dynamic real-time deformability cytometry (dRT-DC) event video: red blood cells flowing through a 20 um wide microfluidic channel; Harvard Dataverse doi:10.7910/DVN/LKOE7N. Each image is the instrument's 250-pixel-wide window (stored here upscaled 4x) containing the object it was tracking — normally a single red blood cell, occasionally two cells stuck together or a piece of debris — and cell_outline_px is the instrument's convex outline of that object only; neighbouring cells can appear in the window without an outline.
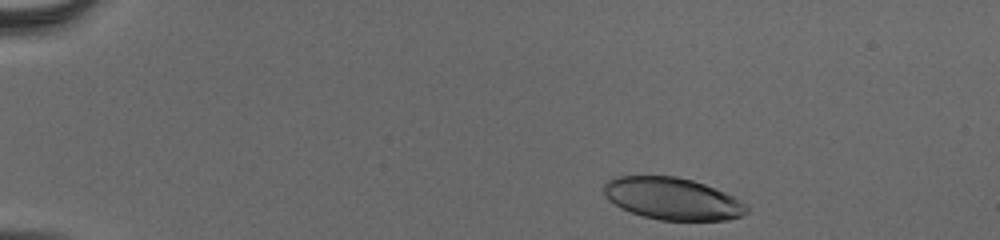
{"species": "human", "species_latin": "Homo sapiens", "temperature_condition": "cold", "stored_images_in_passage": 47, "camera_frame_rate_fps": 3000, "um_per_image_px": 0.085, "donor": {"sex": "male"}, "frame": {"image": 1, "passage_image": 2, "time_ms": 0.333, "image_size_px": [1000, 240], "cell_outline_px": [[748, 212], [740, 216], [728, 220], [660, 220], [644, 216], [620, 208], [608, 200], [604, 196], [604, 184], [612, 176], [676, 176], [692, 180], [704, 184], [724, 192], [748, 204]], "centroid_in_image_um": [57.14, 16.88], "position_along_channel_um": 27.9, "area_um2": 35.08}}
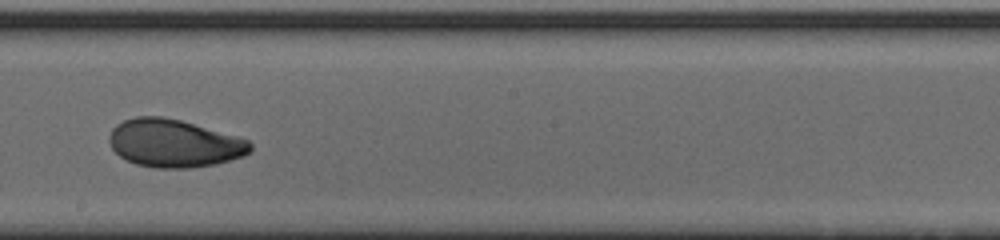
{"frame": {"image": 2, "passage_image": 26, "time_ms": 8.333, "image_size_px": [1000, 240], "cell_outline_px": [[252, 148], [244, 156], [216, 164], [188, 168], [156, 168], [136, 164], [120, 156], [112, 148], [108, 140], [108, 136], [112, 128], [116, 124], [124, 120], [136, 116], [164, 116], [180, 120], [248, 140], [252, 144]], "centroid_in_image_um": [14.76, 12.18], "position_along_channel_um": 233.4, "area_um2": 39.19}}
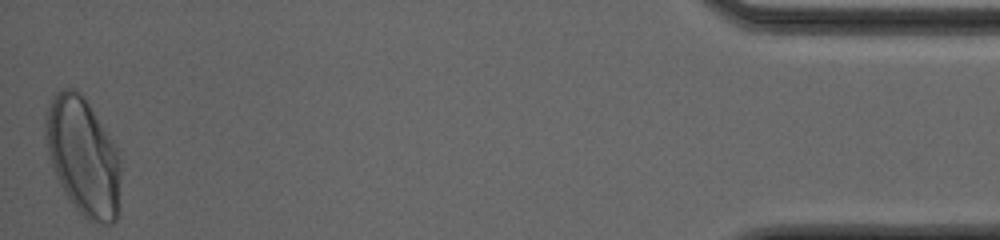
{"frame": {"image": 3, "passage_image": 47, "time_ms": 15.333, "image_size_px": [1000, 240], "cell_outline_px": [[120, 216], [112, 224], [92, 224], [72, 204], [60, 184], [52, 168], [44, 136], [44, 112], [52, 96], [56, 92], [64, 88], [72, 88], [80, 92], [84, 96], [112, 140], [116, 148], [120, 160]], "centroid_in_image_um": [7.06, 13.32], "position_along_channel_um": 428.1, "area_um2": 52.37}, "authors_computed_cell_mechanics": {"area_um2": 39.1306, "velocity_mm_per_s": 3.8763, "shape_relaxation_time_tau1_ms": 4.0318, "shape_relaxation_time_tau2_ms": 1.1624, "deformation_change_tau1": 0.1514, "deformation_change_tau2": 0.0542}}